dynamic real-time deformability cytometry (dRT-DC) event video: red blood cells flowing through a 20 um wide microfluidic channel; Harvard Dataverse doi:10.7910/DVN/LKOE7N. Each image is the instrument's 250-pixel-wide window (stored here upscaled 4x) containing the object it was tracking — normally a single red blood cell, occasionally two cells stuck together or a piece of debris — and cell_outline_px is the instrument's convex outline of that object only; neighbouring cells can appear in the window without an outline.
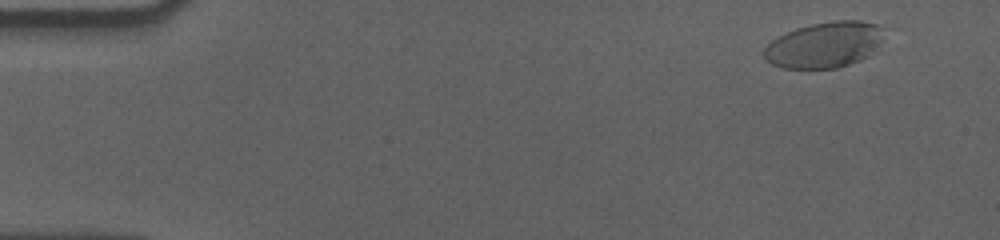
{"species": "human", "species_latin": "Homo sapiens", "temperature_condition": "cold", "stored_images_in_passage": 55, "camera_frame_rate_fps": 3000, "um_per_image_px": 0.085, "donor": {"sex": "male"}, "frame": {"image": 1, "passage_image": 1, "time_ms": 0.0, "image_size_px": [1000, 240], "cell_outline_px": [[896, 28], [876, 52], [860, 60], [836, 68], [784, 68], [772, 64], [764, 56], [764, 48], [772, 40], [796, 28], [812, 24], [836, 20], [860, 20]], "centroid_in_image_um": [70.31, 3.77], "position_along_channel_um": 14.7, "area_um2": 33.12}}
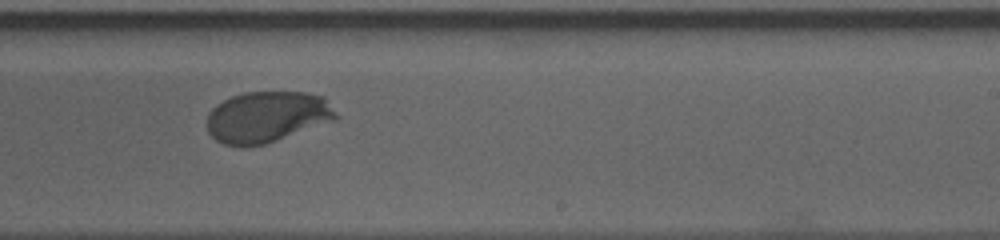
{"frame": {"image": 2, "passage_image": 33, "time_ms": 10.667, "image_size_px": [1000, 240], "cell_outline_px": [[336, 120], [264, 144], [244, 148], [240, 148], [224, 144], [216, 140], [208, 132], [208, 112], [216, 104], [232, 96], [244, 92], [304, 92], [324, 96], [336, 112]], "centroid_in_image_um": [22.68, 9.94], "position_along_channel_um": 266.3, "area_um2": 38.55}}
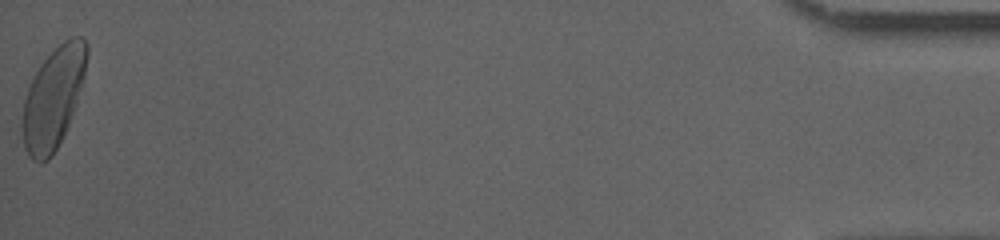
{"frame": {"image": 3, "passage_image": 55, "time_ms": 18.0, "image_size_px": [1000, 240], "cell_outline_px": [[88, 56], [84, 76], [68, 124], [52, 156], [48, 160], [40, 164], [32, 160], [28, 156], [24, 148], [20, 128], [20, 124], [24, 100], [32, 76], [40, 64], [64, 40], [72, 36], [80, 36], [88, 44]], "centroid_in_image_um": [4.48, 8.35], "position_along_channel_um": 430.7, "area_um2": 37.92}, "authors_computed_cell_mechanics": {"area_um2": 37.1076, "velocity_mm_per_s": 3.526, "shape_relaxation_time_tau1_ms": 3.0792, "shape_relaxation_time_tau2_ms": null, "deformation_change_tau1": 0.149, "deformation_change_tau2": null}}